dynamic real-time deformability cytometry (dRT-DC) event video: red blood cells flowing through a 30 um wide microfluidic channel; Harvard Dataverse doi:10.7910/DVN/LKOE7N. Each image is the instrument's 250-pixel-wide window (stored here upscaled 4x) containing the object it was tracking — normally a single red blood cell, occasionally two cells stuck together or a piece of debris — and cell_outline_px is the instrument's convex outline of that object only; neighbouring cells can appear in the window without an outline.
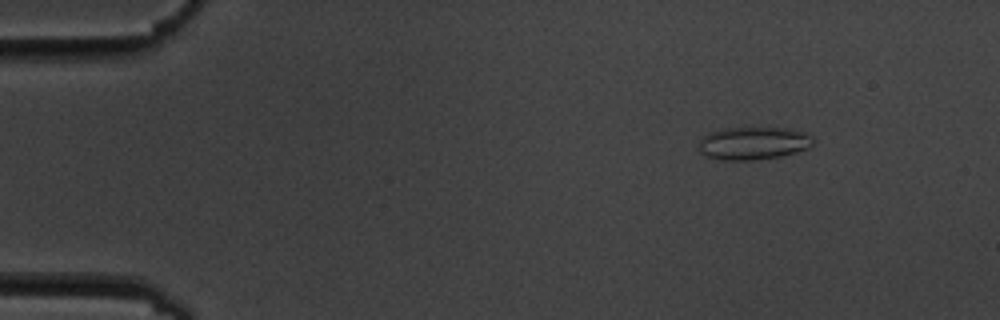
{"species": "common noctule bat (a hibernating species)", "species_latin": "Nyctalus noctula", "temperature_condition": "cold", "stored_images_in_passage": 6, "camera_frame_rate_fps": 3000, "um_per_image_px": 0.085, "animal": {"sex": "male", "body_mass_g": 19.5, "forearm_length_mm": 54.6}, "frame": {"image": 1, "passage_image": 2, "time_ms": 1.0, "image_size_px": [1000, 320], "cell_outline_px": [[816, 140], [808, 148], [796, 152], [780, 156], [756, 160], [724, 160], [708, 156], [700, 152], [700, 140], [708, 132], [720, 128], [748, 124], [788, 128], [812, 136]], "centroid_in_image_um": [64.03, 12.11], "position_along_channel_um": 21.0, "area_um2": 22.77}}
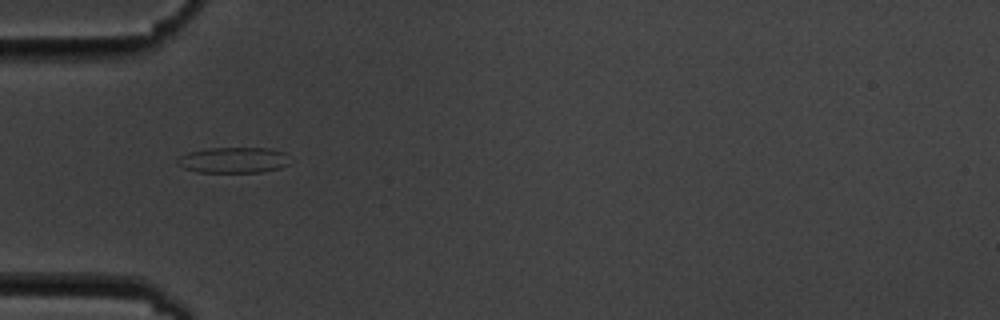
{"frame": {"image": 2, "passage_image": 5, "time_ms": 4.667, "image_size_px": [1000, 320], "cell_outline_px": [[288, 164], [280, 168], [264, 172], [196, 172], [184, 168], [176, 164], [176, 160], [180, 156], [188, 152], [208, 148], [272, 148], [284, 152]], "centroid_in_image_um": [19.81, 13.61], "position_along_channel_um": 65.2, "area_um2": 16.94}}
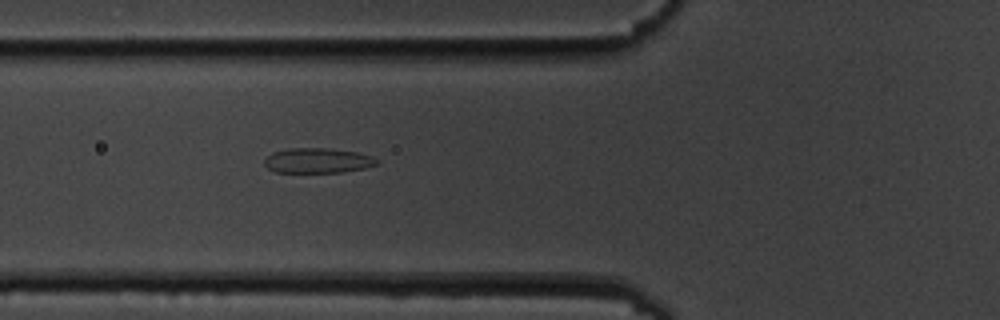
{"frame": {"image": 3, "passage_image": 6, "time_ms": 5.667, "image_size_px": [1000, 320], "cell_outline_px": [[380, 164], [364, 168], [340, 172], [276, 172], [268, 168], [264, 164], [264, 160], [272, 152], [288, 148], [328, 148], [356, 152], [372, 156], [380, 160]], "centroid_in_image_um": [27.02, 13.64], "position_along_channel_um": 98.8, "area_um2": 16.42}}